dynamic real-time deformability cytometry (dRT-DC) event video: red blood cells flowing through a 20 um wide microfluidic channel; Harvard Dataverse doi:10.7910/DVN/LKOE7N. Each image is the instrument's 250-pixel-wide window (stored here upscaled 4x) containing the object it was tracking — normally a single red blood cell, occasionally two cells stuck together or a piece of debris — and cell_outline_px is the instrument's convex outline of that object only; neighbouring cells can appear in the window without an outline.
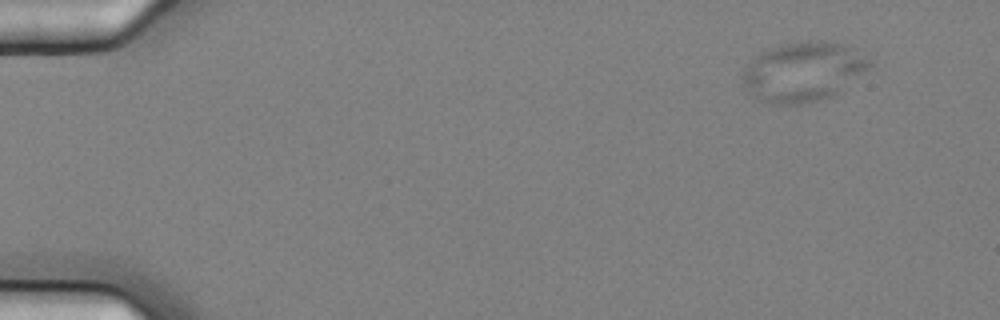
{"species": "common noctule bat (a hibernating species)", "species_latin": "Nyctalus noctula", "temperature_condition": "cold", "stored_images_in_passage": 6, "segment_of_instrument_passage": [1, 2], "camera_frame_rate_fps": 3000, "um_per_image_px": 0.085, "animal": {"sex": "female", "body_mass_g": 25.1}, "frame": {"image": 1, "passage_image": 1, "time_ms": 0.0, "image_size_px": [1000, 320], "cell_outline_px": [[872, 64], [868, 68], [836, 92], [828, 96], [808, 104], [772, 104], [760, 100], [748, 92], [740, 84], [744, 68], [756, 56], [772, 48], [784, 44], [808, 40], [820, 40], [844, 44], [852, 48], [872, 60]], "centroid_in_image_um": [68.22, 6.09], "position_along_channel_um": 16.8, "area_um2": 43.52}}